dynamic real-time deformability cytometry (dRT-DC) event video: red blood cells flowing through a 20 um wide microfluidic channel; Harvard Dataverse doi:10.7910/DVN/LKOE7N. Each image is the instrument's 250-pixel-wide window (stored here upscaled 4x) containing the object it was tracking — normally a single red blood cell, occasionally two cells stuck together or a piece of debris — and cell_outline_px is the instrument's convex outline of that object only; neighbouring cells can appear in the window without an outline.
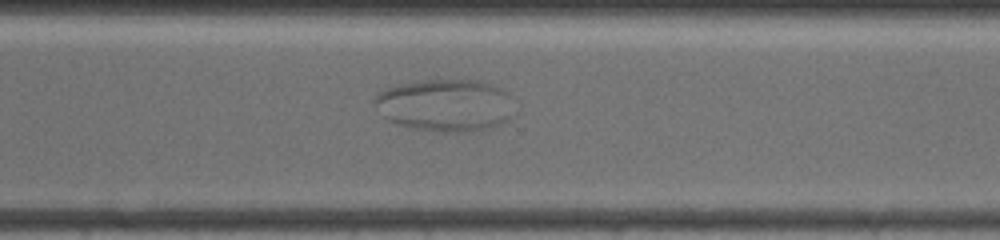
{"species": "common noctule bat (a hibernating species)", "species_latin": "Nyctalus noctula", "temperature_condition": "warm", "stored_images_in_passage": 93, "segment_of_instrument_passage": [2, 2], "camera_frame_rate_fps": 3000, "um_per_image_px": 0.085, "animal": {"sex": "female", "body_mass_g": 19.5, "forearm_length_mm": 54.1}, "frame": {"image": 1, "passage_image": 54, "time_ms": 8.333, "image_size_px": [1000, 240], "cell_outline_px": [[512, 116], [508, 120], [500, 124], [488, 128], [472, 132], [440, 132], [408, 128], [388, 120], [384, 116]], "centroid_in_image_um": [38.15, 10.43], "position_along_channel_um": 332.5, "area_um2": 11.04}}